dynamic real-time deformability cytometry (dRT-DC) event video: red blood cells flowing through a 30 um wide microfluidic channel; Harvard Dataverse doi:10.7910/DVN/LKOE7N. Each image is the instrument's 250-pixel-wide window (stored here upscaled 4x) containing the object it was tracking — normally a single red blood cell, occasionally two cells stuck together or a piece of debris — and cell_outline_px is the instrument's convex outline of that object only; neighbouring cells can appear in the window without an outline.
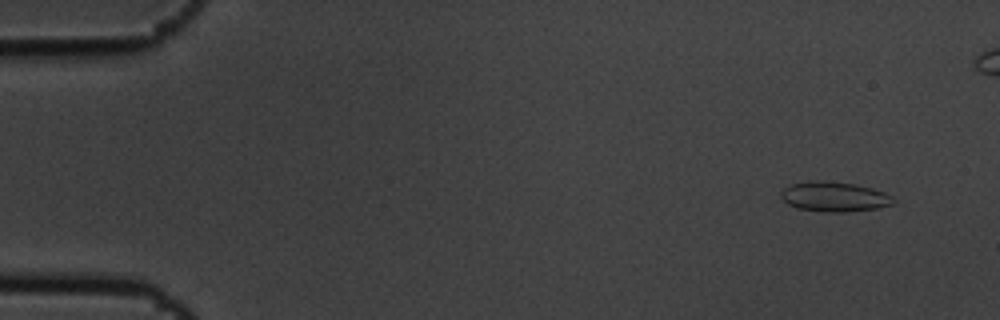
{"species": "common noctule bat (a hibernating species)", "species_latin": "Nyctalus noctula", "temperature_condition": "cold", "stored_images_in_passage": 5, "camera_frame_rate_fps": 3000, "um_per_image_px": 0.085, "animal": {"sex": "male", "body_mass_g": 19.5, "forearm_length_mm": 54.6}, "frame": {"image": 1, "passage_image": 1, "time_ms": 0.0, "image_size_px": [1000, 320], "cell_outline_px": [[896, 200], [892, 204], [876, 208], [844, 212], [828, 212], [796, 208], [788, 204], [780, 196], [780, 192], [784, 188], [792, 184], [808, 180], [824, 180], [856, 184], [872, 188], [884, 192], [892, 196]], "centroid_in_image_um": [70.9, 16.7], "position_along_channel_um": 14.1, "area_um2": 19.65}}
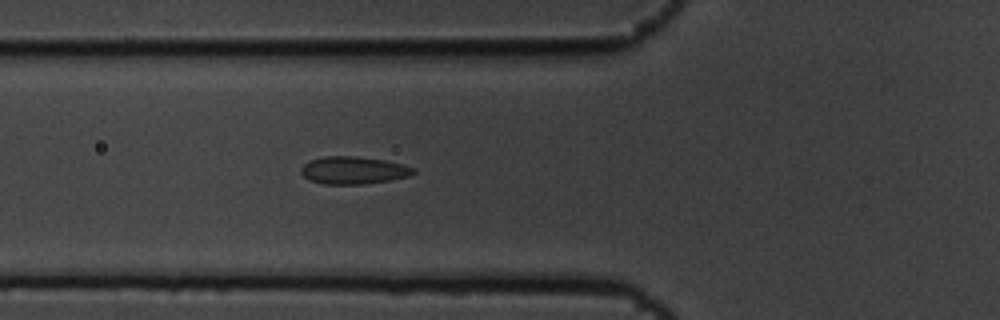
{"frame": {"image": 2, "passage_image": 5, "time_ms": 1.333, "image_size_px": [1000, 320], "cell_outline_px": [[416, 172], [408, 176], [388, 180], [364, 184], [324, 184], [308, 180], [300, 172], [300, 168], [308, 160], [324, 156], [356, 156], [384, 160], [416, 168]], "centroid_in_image_um": [29.99, 14.47], "position_along_channel_um": 95.8, "area_um2": 18.03}}